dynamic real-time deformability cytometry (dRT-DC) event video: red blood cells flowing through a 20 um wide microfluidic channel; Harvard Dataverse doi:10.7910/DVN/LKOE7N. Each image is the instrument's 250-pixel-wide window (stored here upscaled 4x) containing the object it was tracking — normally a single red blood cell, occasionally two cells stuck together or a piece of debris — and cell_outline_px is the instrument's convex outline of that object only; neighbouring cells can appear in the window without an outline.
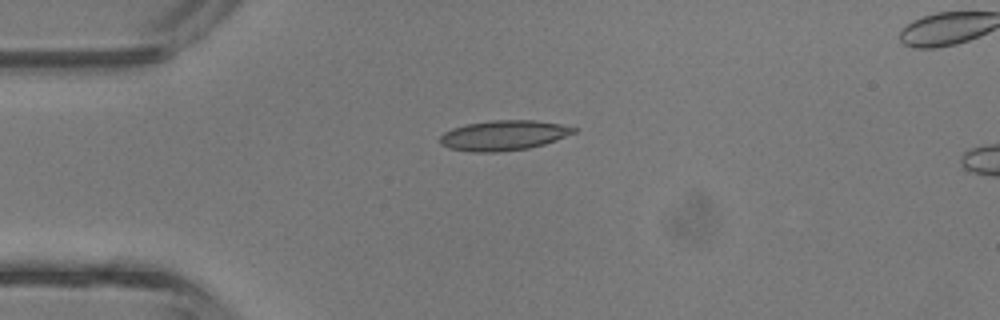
{"species": "common noctule bat (a hibernating species)", "species_latin": "Nyctalus noctula", "temperature_condition": "room temperature", "stored_images_in_passage": 4, "camera_frame_rate_fps": 3000, "um_per_image_px": 0.085, "animal": {"sex": "male", "body_mass_g": 13.3}, "frame": {"image": 1, "passage_image": 3, "time_ms": 0.667, "image_size_px": [1000, 320], "cell_outline_px": [[580, 128], [576, 132], [556, 140], [544, 144], [528, 148], [500, 152], [472, 152], [448, 148], [440, 144], [440, 136], [444, 132], [452, 128], [468, 124], [492, 120], [532, 120], [560, 124]], "centroid_in_image_um": [42.81, 11.51], "position_along_channel_um": 42.2, "area_um2": 23.47}}